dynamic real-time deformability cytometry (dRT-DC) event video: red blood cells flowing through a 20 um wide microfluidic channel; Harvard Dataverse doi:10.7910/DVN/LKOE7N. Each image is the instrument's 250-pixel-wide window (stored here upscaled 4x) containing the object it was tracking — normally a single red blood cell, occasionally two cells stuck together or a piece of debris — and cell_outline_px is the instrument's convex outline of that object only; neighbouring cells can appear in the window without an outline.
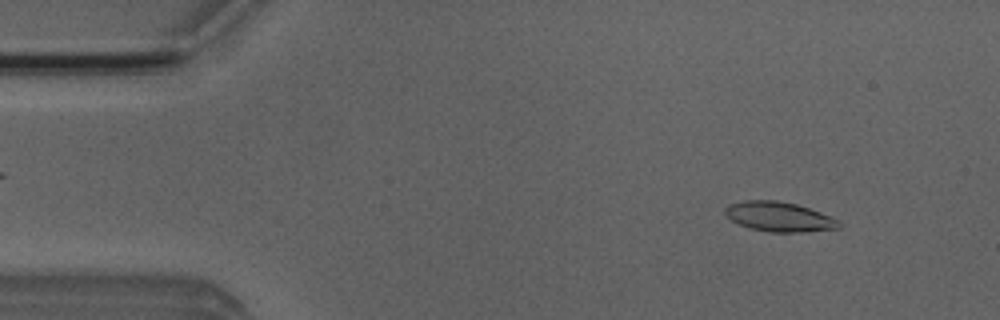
{"species": "Egyptian fruit bat (a non-hibernating species)", "species_latin": "Rousettus aegyptiacus", "temperature_condition": "room temperature", "stored_images_in_passage": 3, "camera_frame_rate_fps": 3000, "um_per_image_px": 0.085, "animal": {"sex": "male"}, "frame": {"image": 1, "passage_image": 1, "time_ms": 0.0, "image_size_px": [1000, 320], "cell_outline_px": [[840, 228], [804, 232], [768, 232], [748, 228], [724, 216], [724, 208], [728, 204], [744, 200], [776, 200], [796, 204], [820, 212], [840, 220]], "centroid_in_image_um": [66.19, 18.42], "position_along_channel_um": 18.8, "area_um2": 19.88}}